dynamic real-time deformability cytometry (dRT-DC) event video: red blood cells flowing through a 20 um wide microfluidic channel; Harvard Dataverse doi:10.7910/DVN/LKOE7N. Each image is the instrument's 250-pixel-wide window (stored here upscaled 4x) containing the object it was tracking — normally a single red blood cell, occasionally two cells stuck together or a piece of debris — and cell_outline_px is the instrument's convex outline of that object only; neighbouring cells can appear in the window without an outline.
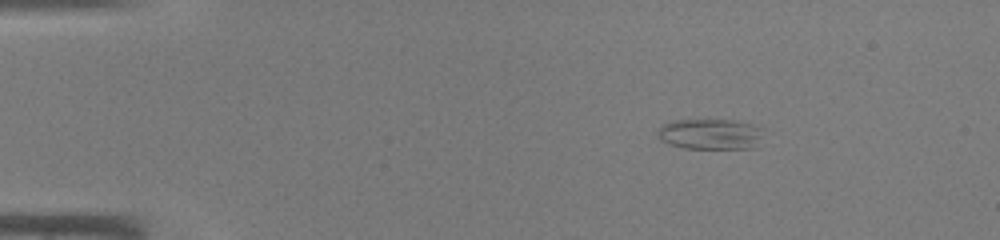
{"species": "common noctule bat (a hibernating species)", "species_latin": "Nyctalus noctula", "temperature_condition": "warm", "stored_images_in_passage": 39, "camera_frame_rate_fps": 3000, "um_per_image_px": 0.085, "animal": {"sex": "male", "body_mass_g": 19.0, "forearm_length_mm": 50.8}, "frame": {"image": 1, "passage_image": 1, "time_ms": 0.0, "image_size_px": [1000, 240], "cell_outline_px": [[764, 128], [760, 136], [752, 148], [684, 148], [668, 144], [660, 140], [656, 136], [656, 132], [664, 124], [672, 120], [732, 120], [752, 124]], "centroid_in_image_um": [60.31, 11.39], "position_along_channel_um": 24.7, "area_um2": 18.79}}
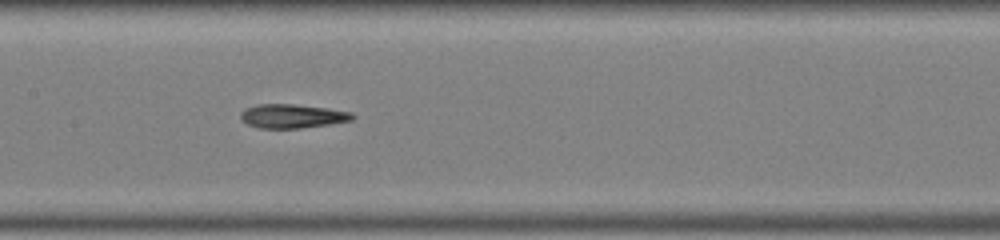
{"frame": {"image": 2, "passage_image": 17, "time_ms": 5.333, "image_size_px": [1000, 240], "cell_outline_px": [[356, 116], [352, 120], [328, 124], [300, 128], [260, 128], [248, 124], [240, 116], [240, 112], [244, 108], [256, 104], [292, 104], [328, 108], [352, 112]], "centroid_in_image_um": [24.85, 9.86], "position_along_channel_um": 182.6, "area_um2": 15.55}}
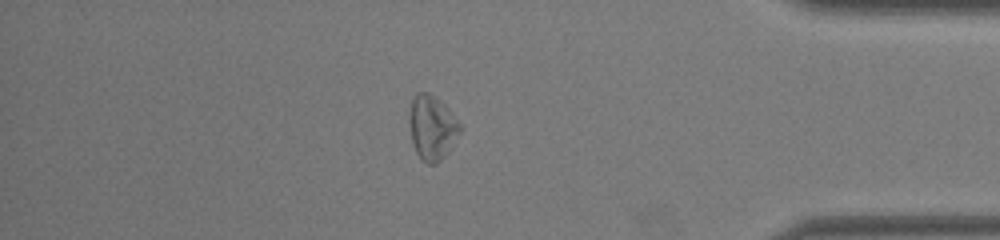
{"frame": {"image": 3, "passage_image": 33, "time_ms": 10.667, "image_size_px": [1000, 240], "cell_outline_px": [[464, 128], [444, 156], [436, 164], [428, 164], [416, 152], [412, 144], [408, 120], [412, 100], [420, 92], [428, 92], [440, 100], [448, 108]], "centroid_in_image_um": [36.73, 10.84], "position_along_channel_um": 398.5, "area_um2": 19.02}}